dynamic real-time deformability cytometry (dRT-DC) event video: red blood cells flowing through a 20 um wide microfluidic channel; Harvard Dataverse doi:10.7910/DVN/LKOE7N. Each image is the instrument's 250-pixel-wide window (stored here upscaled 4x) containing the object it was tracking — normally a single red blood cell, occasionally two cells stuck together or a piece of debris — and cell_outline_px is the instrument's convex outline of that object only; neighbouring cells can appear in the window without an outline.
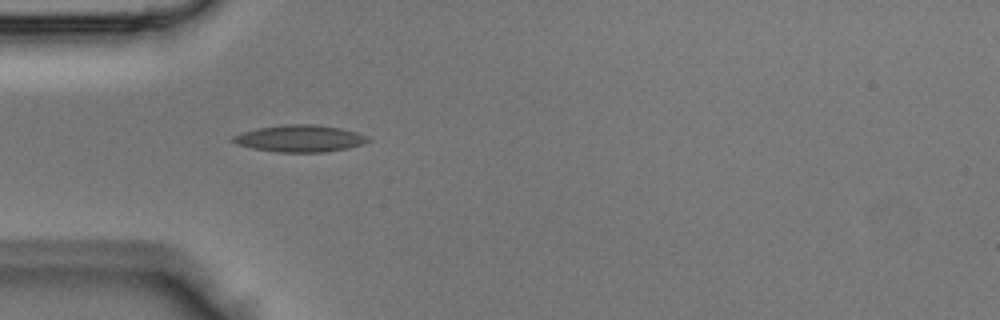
{"species": "Egyptian fruit bat (a non-hibernating species)", "species_latin": "Rousettus aegyptiacus", "temperature_condition": "room temperature", "stored_images_in_passage": 1, "camera_frame_rate_fps": 3000, "um_per_image_px": 0.085, "animal": {"sex": "male"}, "frame": {"image": 1, "passage_image": 1, "time_ms": 0.0, "image_size_px": [1000, 320], "cell_outline_px": [[372, 140], [364, 144], [348, 148], [324, 152], [276, 152], [252, 148], [236, 144], [228, 140], [232, 136], [240, 132], [256, 128], [284, 124], [316, 124], [340, 128], [356, 132], [368, 136]], "centroid_in_image_um": [25.46, 11.77], "position_along_channel_um": 59.5, "area_um2": 21.5}}